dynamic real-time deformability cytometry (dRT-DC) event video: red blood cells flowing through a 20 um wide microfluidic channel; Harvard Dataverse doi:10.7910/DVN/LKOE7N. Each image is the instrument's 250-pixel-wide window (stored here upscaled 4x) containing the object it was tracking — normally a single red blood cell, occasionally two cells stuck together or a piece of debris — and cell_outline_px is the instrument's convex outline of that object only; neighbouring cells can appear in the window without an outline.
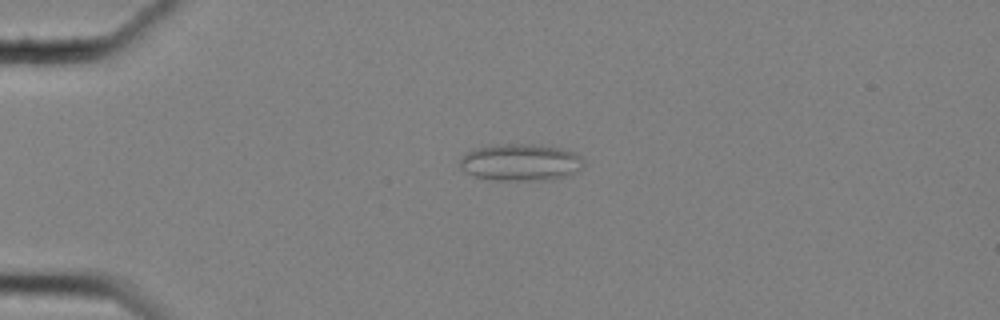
{"species": "common noctule bat (a hibernating species)", "species_latin": "Nyctalus noctula", "temperature_condition": "cold", "stored_images_in_passage": 4, "camera_frame_rate_fps": 3000, "um_per_image_px": 0.085, "animal": {"sex": "female", "body_mass_g": 25.1}, "frame": {"image": 1, "passage_image": 1, "time_ms": 0.0, "image_size_px": [1000, 320], "cell_outline_px": [[584, 164], [580, 168], [568, 176], [552, 180], [500, 180], [476, 176], [460, 168], [460, 156], [464, 152], [472, 148], [488, 144], [540, 144], [560, 148], [572, 152], [580, 156], [584, 160]], "centroid_in_image_um": [44.22, 13.77], "position_along_channel_um": 40.8, "area_um2": 26.99}}